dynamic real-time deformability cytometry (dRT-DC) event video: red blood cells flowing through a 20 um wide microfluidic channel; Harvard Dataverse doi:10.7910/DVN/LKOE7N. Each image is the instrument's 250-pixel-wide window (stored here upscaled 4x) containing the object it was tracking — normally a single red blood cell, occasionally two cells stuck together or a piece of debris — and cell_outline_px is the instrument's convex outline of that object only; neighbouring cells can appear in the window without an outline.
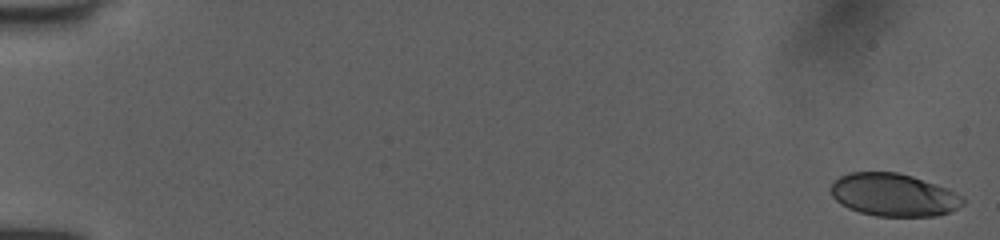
{"species": "human", "species_latin": "Homo sapiens", "temperature_condition": "room temperature", "stored_images_in_passage": 52, "camera_frame_rate_fps": 3000, "um_per_image_px": 0.085, "donor": {"sex": "female"}, "frame": {"image": 1, "passage_image": 1, "time_ms": 0.0, "image_size_px": [1000, 240], "cell_outline_px": [[964, 204], [948, 212], [936, 216], [876, 216], [860, 212], [848, 208], [840, 204], [832, 196], [832, 184], [840, 176], [848, 172], [896, 172], [912, 176], [948, 188], [964, 196]], "centroid_in_image_um": [75.97, 16.56], "position_along_channel_um": 9.0, "area_um2": 32.89}}
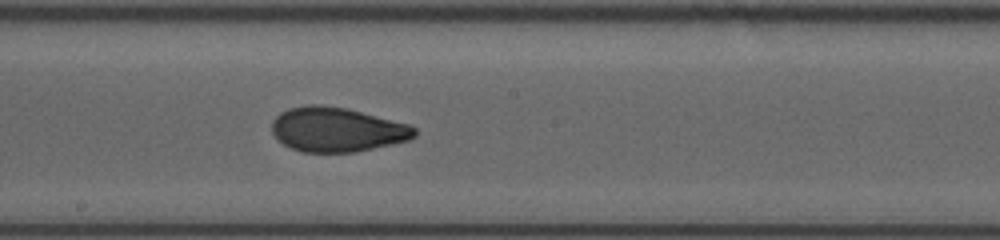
{"frame": {"image": 2, "passage_image": 30, "time_ms": 9.667, "image_size_px": [1000, 240], "cell_outline_px": [[416, 136], [408, 140], [356, 152], [304, 152], [292, 148], [284, 144], [272, 132], [272, 120], [280, 112], [288, 108], [304, 104], [320, 104], [348, 108], [408, 124], [416, 128]], "centroid_in_image_um": [28.63, 10.99], "position_along_channel_um": 219.6, "area_um2": 36.99}}
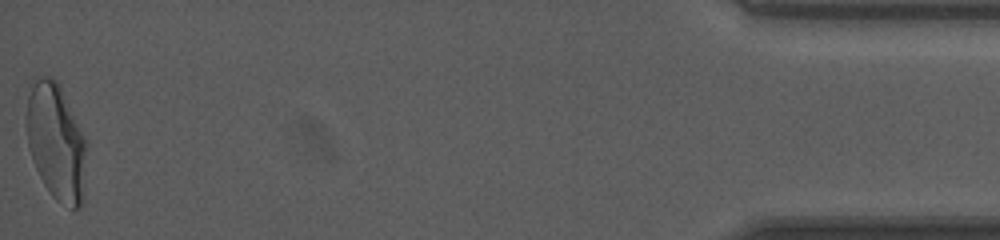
{"frame": {"image": 3, "passage_image": 52, "time_ms": 17.0, "image_size_px": [1000, 240], "cell_outline_px": [[88, 144], [80, 208], [72, 208], [56, 200], [52, 196], [44, 184], [32, 160], [28, 148], [28, 96], [36, 76], [52, 76], [60, 84]], "centroid_in_image_um": [4.79, 12.03], "position_along_channel_um": 430.4, "area_um2": 40.4}, "authors_computed_cell_mechanics": {"area_um2": 36.3273, "velocity_mm_per_s": 4.0413, "shape_relaxation_time_tau1_ms": 5.8132, "shape_relaxation_time_tau2_ms": 1.1314, "deformation_change_tau1": 0.1997, "deformation_change_tau2": 0.0706}}